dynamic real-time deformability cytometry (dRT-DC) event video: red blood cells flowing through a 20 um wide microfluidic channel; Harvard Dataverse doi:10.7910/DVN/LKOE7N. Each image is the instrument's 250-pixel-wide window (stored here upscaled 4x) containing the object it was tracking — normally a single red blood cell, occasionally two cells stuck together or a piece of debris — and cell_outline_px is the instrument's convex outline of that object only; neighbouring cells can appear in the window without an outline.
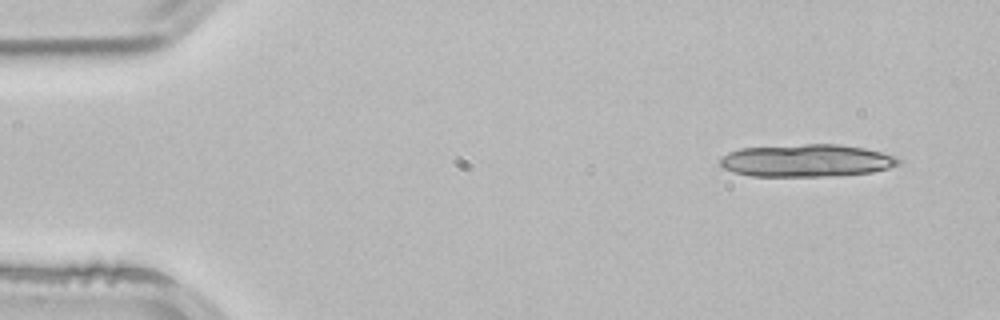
{"species": "common noctule bat (a hibernating species)", "species_latin": "Nyctalus noctula", "temperature_condition": "room temperature", "stored_images_in_passage": 4, "camera_frame_rate_fps": 3000, "um_per_image_px": 0.085, "animal": {"sex": "male", "body_mass_g": 21.5, "forearm_length_mm": 52.0}, "frame": {"image": 1, "passage_image": 1, "time_ms": 0.0, "image_size_px": [1000, 320], "cell_outline_px": [[904, 160], [900, 164], [888, 168], [872, 172], [836, 176], [752, 176], [736, 172], [724, 168], [720, 164], [720, 160], [728, 152], [740, 148], [804, 144], [840, 144], [864, 148], [896, 156]], "centroid_in_image_um": [68.61, 13.65], "position_along_channel_um": 16.4, "area_um2": 33.87}}